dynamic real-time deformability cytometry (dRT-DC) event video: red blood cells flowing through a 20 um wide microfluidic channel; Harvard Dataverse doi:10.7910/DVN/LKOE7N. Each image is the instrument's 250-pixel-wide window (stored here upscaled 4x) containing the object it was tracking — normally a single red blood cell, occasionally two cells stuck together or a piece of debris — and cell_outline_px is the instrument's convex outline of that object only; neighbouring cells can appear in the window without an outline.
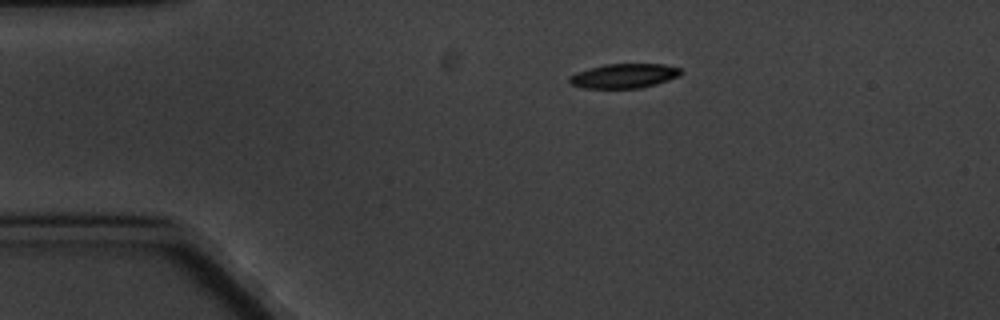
{"species": "common noctule bat (a hibernating species)", "species_latin": "Nyctalus noctula", "temperature_condition": "cold", "stored_images_in_passage": 4, "camera_frame_rate_fps": 3000, "um_per_image_px": 0.085, "animal": {"sex": "male", "body_mass_g": 20.1, "forearm_length_mm": 53.5}, "frame": {"image": 1, "passage_image": 1, "time_ms": 0.0, "image_size_px": [1000, 320], "cell_outline_px": [[684, 72], [680, 76], [656, 84], [640, 88], [584, 88], [572, 84], [568, 80], [568, 76], [604, 64], [664, 64], [680, 68]], "centroid_in_image_um": [53.1, 6.45], "position_along_channel_um": 31.9, "area_um2": 15.78}}
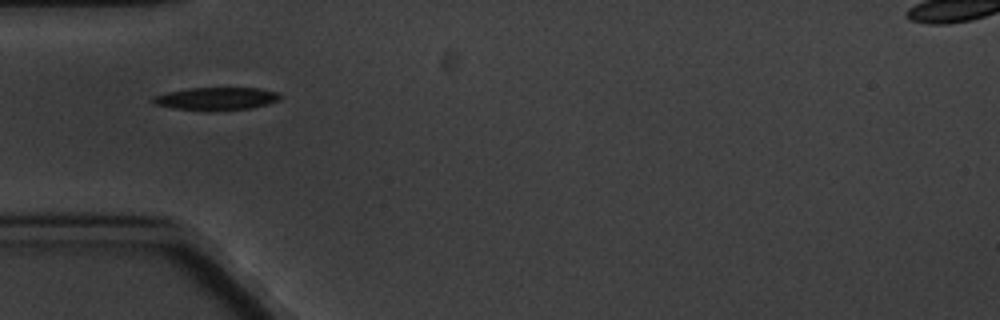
{"frame": {"image": 2, "passage_image": 3, "time_ms": 2.333, "image_size_px": [1000, 320], "cell_outline_px": [[280, 100], [252, 108], [208, 112], [204, 112], [172, 108], [156, 104], [152, 100], [152, 96], [168, 92], [188, 88], [260, 88], [276, 92], [280, 96]], "centroid_in_image_um": [18.36, 8.41], "position_along_channel_um": 66.6, "area_um2": 17.11}}